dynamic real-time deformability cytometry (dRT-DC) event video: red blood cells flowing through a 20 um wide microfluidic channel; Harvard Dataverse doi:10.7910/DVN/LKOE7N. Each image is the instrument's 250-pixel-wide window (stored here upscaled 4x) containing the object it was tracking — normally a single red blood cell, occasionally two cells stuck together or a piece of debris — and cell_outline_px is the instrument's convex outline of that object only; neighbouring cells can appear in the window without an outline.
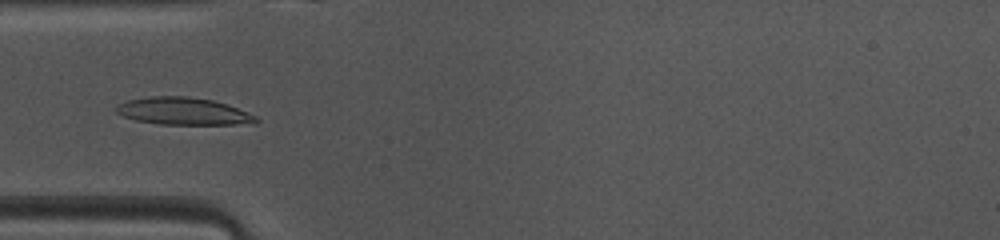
{"species": "common noctule bat (a hibernating species)", "species_latin": "Nyctalus noctula", "temperature_condition": "warm", "stored_images_in_passage": 37, "camera_frame_rate_fps": 3000, "um_per_image_px": 0.085, "animal": {"sex": "female", "body_mass_g": 10.0, "forearm_length_mm": 53.1}, "frame": {"image": 1, "passage_image": 3, "time_ms": 0.667, "image_size_px": [1000, 240], "cell_outline_px": [[260, 120], [256, 124], [160, 124], [136, 120], [124, 116], [116, 112], [116, 104], [128, 100], [148, 96], [188, 96], [212, 100], [248, 112], [256, 116]], "centroid_in_image_um": [15.58, 9.45], "position_along_channel_um": 69.4, "area_um2": 22.2}}
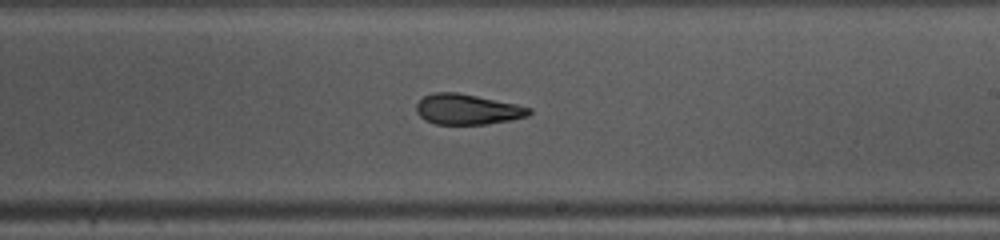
{"frame": {"image": 2, "passage_image": 16, "time_ms": 5.0, "image_size_px": [1000, 240], "cell_outline_px": [[532, 112], [528, 116], [512, 120], [484, 124], [436, 124], [424, 120], [416, 112], [416, 104], [424, 96], [432, 92], [456, 92], [516, 104], [532, 108]], "centroid_in_image_um": [39.72, 9.29], "position_along_channel_um": 249.3, "area_um2": 20.0}}
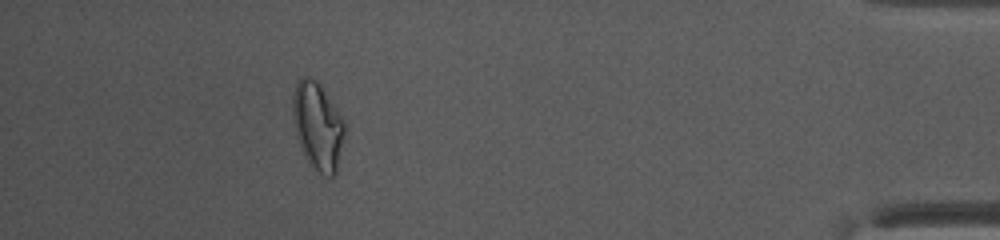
{"frame": {"image": 3, "passage_image": 32, "time_ms": 10.333, "image_size_px": [1000, 240], "cell_outline_px": [[344, 132], [336, 172], [332, 176], [328, 176], [320, 172], [304, 156], [300, 148], [296, 136], [292, 112], [292, 96], [296, 84], [304, 76], [308, 76], [316, 80], [320, 84], [344, 120]], "centroid_in_image_um": [26.98, 10.67], "position_along_channel_um": 408.2, "area_um2": 26.01}, "authors_computed_cell_mechanics": {"area_um2": 20.8658, "velocity_mm_per_s": 4.1234, "shape_relaxation_time_tau1_ms": 7.0367, "shape_relaxation_time_tau2_ms": 4.2137, "deformation_change_tau1": 0.2326, "deformation_change_tau2": 0.0873}}